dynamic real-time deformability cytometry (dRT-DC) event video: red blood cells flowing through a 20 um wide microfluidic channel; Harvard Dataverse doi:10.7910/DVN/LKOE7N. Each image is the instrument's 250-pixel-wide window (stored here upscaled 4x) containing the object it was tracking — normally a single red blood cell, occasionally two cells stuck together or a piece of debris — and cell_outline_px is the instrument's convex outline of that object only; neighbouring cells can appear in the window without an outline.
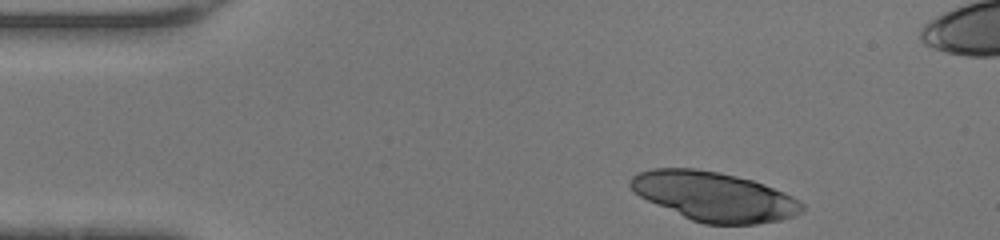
{"species": "human", "species_latin": "Homo sapiens", "temperature_condition": "warm", "stored_images_in_passage": 14, "camera_frame_rate_fps": 3000, "um_per_image_px": 0.085, "donor": {"sex": "female"}, "frame": {"image": 1, "passage_image": 1, "time_ms": 0.0, "image_size_px": [1000, 240], "cell_outline_px": [[804, 212], [780, 220], [756, 224], [704, 224], [692, 220], [648, 200], [640, 196], [628, 184], [632, 176], [640, 172], [652, 168], [692, 168], [720, 172], [752, 180], [764, 184], [784, 192], [792, 196], [804, 204]], "centroid_in_image_um": [60.74, 16.69], "position_along_channel_um": 24.3, "area_um2": 48.9}}